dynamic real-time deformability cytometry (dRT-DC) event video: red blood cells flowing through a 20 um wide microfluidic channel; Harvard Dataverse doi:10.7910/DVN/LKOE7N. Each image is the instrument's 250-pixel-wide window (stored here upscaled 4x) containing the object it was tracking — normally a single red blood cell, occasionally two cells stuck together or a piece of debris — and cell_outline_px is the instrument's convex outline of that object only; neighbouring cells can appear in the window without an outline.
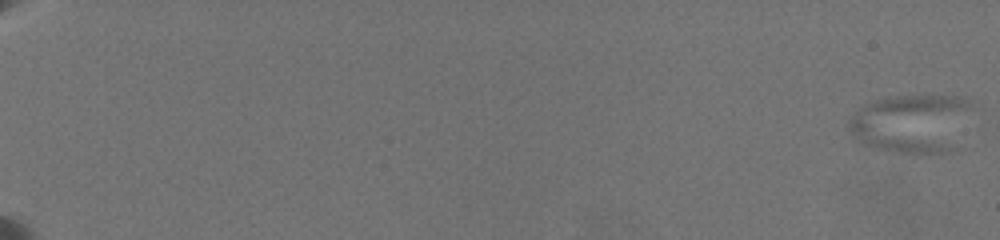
{"species": "common noctule bat (a hibernating species)", "species_latin": "Nyctalus noctula", "temperature_condition": "warm", "stored_images_in_passage": 53, "camera_frame_rate_fps": 3000, "um_per_image_px": 0.085, "animal": {"sex": "female", "body_mass_g": 19.5, "forearm_length_mm": 54.1}, "frame": {"image": 1, "passage_image": 1, "time_ms": 0.0, "image_size_px": [1000, 240], "cell_outline_px": [[976, 100], [956, 148], [952, 152], [900, 152], [880, 148], [864, 144], [852, 140], [848, 128], [848, 120], [864, 104], [888, 96], [924, 92], [968, 96]], "centroid_in_image_um": [77.57, 10.39], "position_along_channel_um": 7.4, "area_um2": 43.81}}
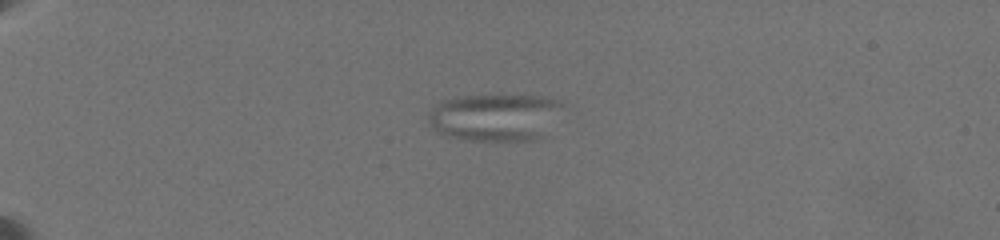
{"frame": {"image": 2, "passage_image": 43, "time_ms": 6.333, "image_size_px": [1000, 240], "cell_outline_px": [[564, 104], [536, 140], [464, 140], [448, 136], [432, 128], [428, 120], [428, 116], [432, 108], [440, 100], [464, 96], [540, 96], [556, 100]], "centroid_in_image_um": [41.97, 9.96], "position_along_channel_um": 43.0, "area_um2": 36.13}}